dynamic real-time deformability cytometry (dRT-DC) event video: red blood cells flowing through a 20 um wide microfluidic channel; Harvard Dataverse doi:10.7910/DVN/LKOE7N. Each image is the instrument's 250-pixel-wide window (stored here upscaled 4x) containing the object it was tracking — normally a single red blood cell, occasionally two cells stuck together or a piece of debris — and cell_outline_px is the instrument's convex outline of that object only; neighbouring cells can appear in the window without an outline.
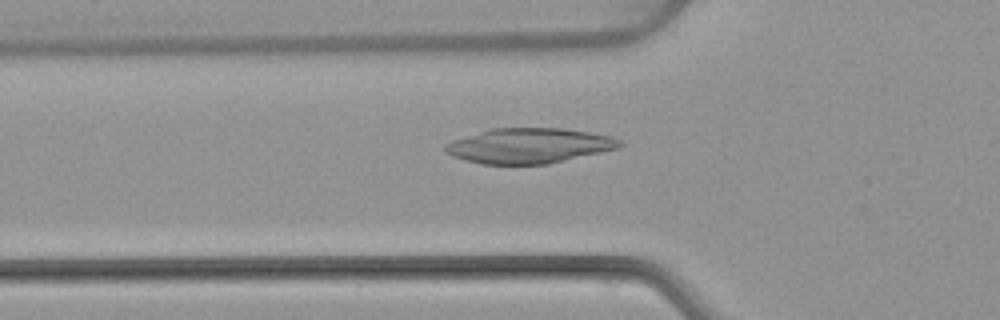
{"species": "common noctule bat (a hibernating species)", "species_latin": "Nyctalus noctula", "temperature_condition": "warm", "stored_images_in_passage": 45, "camera_frame_rate_fps": 3000, "um_per_image_px": 0.085, "animal": {"sex": "female", "body_mass_g": 22.7, "forearm_length_mm": 54.2}, "frame": {"image": 1, "passage_image": 17, "time_ms": 5.333, "image_size_px": [1000, 320], "cell_outline_px": [[624, 144], [616, 148], [600, 152], [548, 164], [484, 164], [464, 160], [452, 156], [444, 152], [444, 144], [452, 140], [492, 128], [560, 128], [592, 132], [612, 136], [620, 140]], "centroid_in_image_um": [44.94, 12.38], "position_along_channel_um": 80.9, "area_um2": 35.66}}
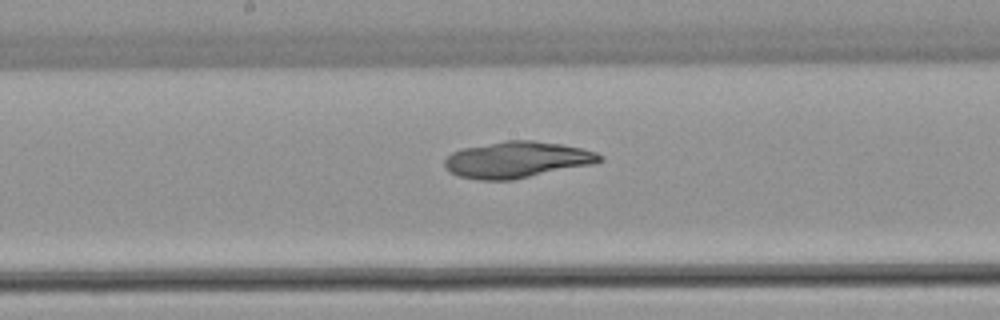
{"frame": {"image": 2, "passage_image": 26, "time_ms": 8.333, "image_size_px": [1000, 320], "cell_outline_px": [[604, 160], [596, 164], [512, 180], [476, 180], [456, 176], [448, 172], [444, 168], [444, 160], [452, 152], [464, 148], [504, 140], [532, 140], [560, 144], [580, 148], [596, 152], [604, 156]], "centroid_in_image_um": [43.94, 13.59], "position_along_channel_um": 204.3, "area_um2": 33.23}}
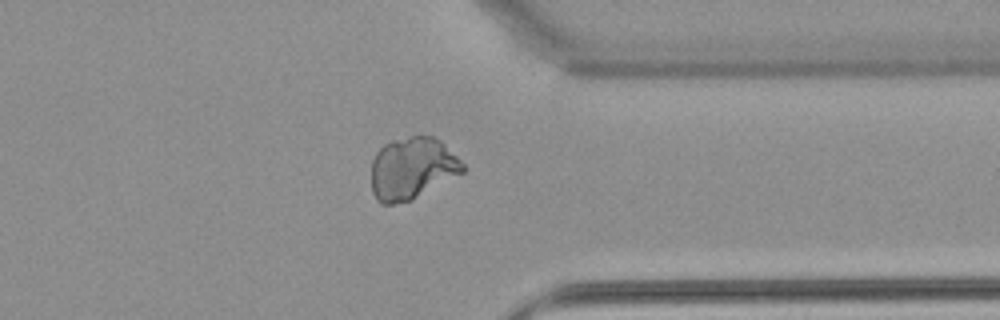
{"frame": {"image": 3, "passage_image": 39, "time_ms": 12.667, "image_size_px": [1000, 320], "cell_outline_px": [[464, 172], [412, 200], [392, 204], [380, 204], [376, 200], [372, 192], [372, 160], [376, 152], [384, 144], [392, 140], [412, 136], [432, 136], [440, 140], [464, 164]], "centroid_in_image_um": [35.01, 14.32], "position_along_channel_um": 376.4, "area_um2": 33.06}}